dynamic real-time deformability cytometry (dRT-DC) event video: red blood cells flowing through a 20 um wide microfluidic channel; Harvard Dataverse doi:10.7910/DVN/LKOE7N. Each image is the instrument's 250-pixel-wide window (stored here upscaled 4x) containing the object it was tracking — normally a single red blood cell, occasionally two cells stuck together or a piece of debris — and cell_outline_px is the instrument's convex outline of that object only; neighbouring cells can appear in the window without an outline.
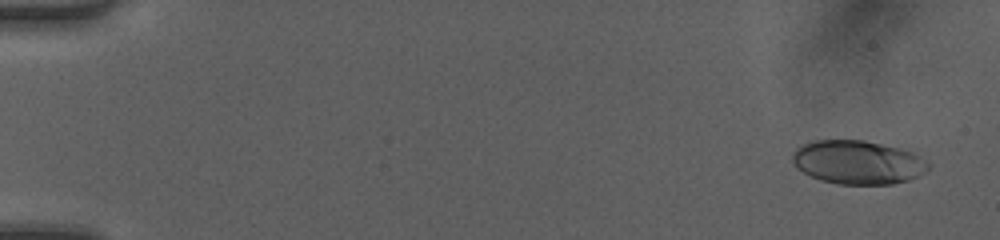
{"species": "human", "species_latin": "Homo sapiens", "temperature_condition": "room temperature", "stored_images_in_passage": 49, "camera_frame_rate_fps": 3000, "um_per_image_px": 0.085, "donor": {"sex": "female"}, "frame": {"image": 1, "passage_image": 3, "time_ms": 0.667, "image_size_px": [1000, 240], "cell_outline_px": [[932, 164], [928, 172], [908, 180], [892, 184], [836, 184], [820, 180], [796, 168], [792, 164], [792, 152], [796, 148], [804, 144], [816, 140], [864, 140], [912, 152]], "centroid_in_image_um": [72.91, 13.8], "position_along_channel_um": 12.1, "area_um2": 34.68}}
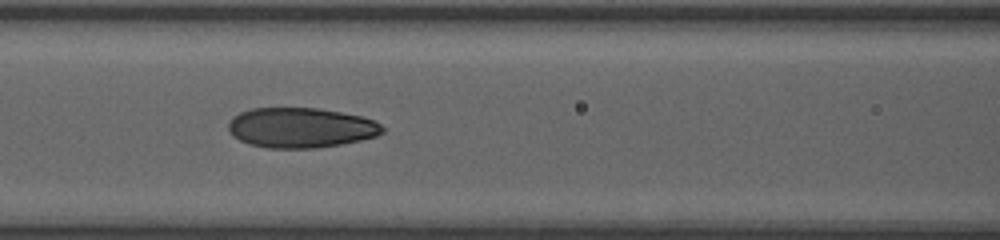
{"frame": {"image": 2, "passage_image": 23, "time_ms": 7.333, "image_size_px": [1000, 240], "cell_outline_px": [[384, 132], [376, 136], [360, 140], [340, 144], [316, 148], [268, 148], [248, 144], [232, 136], [228, 128], [228, 124], [232, 116], [240, 112], [252, 108], [316, 108], [340, 112], [360, 116], [376, 120], [384, 128]], "centroid_in_image_um": [25.55, 10.85], "position_along_channel_um": 141.1, "area_um2": 36.07}}
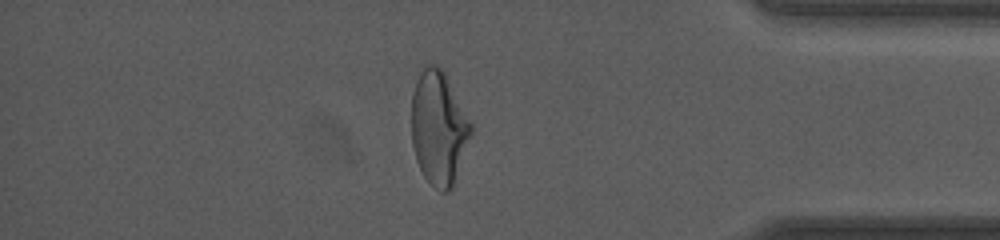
{"frame": {"image": 3, "passage_image": 43, "time_ms": 14.0, "image_size_px": [1000, 240], "cell_outline_px": [[472, 132], [452, 188], [448, 192], [440, 192], [424, 176], [416, 160], [412, 144], [412, 92], [416, 80], [420, 72], [428, 64], [436, 64], [444, 72], [472, 124]], "centroid_in_image_um": [37.28, 10.88], "position_along_channel_um": 397.9, "area_um2": 39.02}, "authors_computed_cell_mechanics": {"area_um2": 36.0094, "velocity_mm_per_s": 4.2332, "shape_relaxation_time_tau1_ms": 5.5249, "shape_relaxation_time_tau2_ms": 1.1847, "deformation_change_tau1": 0.2012, "deformation_change_tau2": 0.0761}}